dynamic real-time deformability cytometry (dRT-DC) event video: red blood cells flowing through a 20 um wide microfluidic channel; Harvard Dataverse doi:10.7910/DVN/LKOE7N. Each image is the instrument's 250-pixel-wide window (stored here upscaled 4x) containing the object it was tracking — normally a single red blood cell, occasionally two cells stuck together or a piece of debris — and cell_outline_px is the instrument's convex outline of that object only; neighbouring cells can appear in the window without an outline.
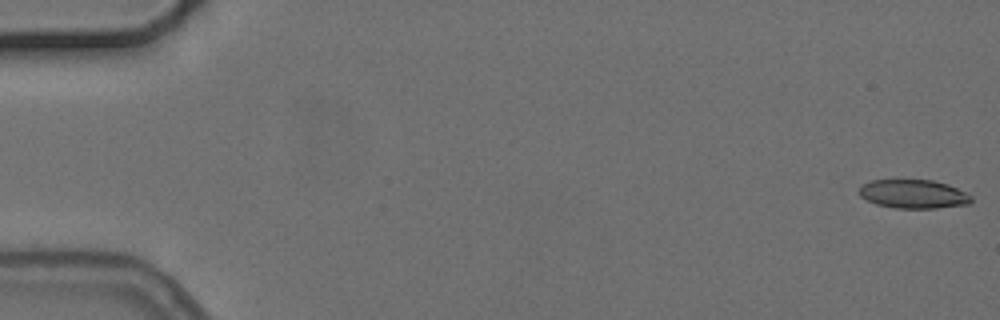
{"species": "common noctule bat (a hibernating species)", "species_latin": "Nyctalus noctula", "temperature_condition": "cold", "stored_images_in_passage": 5, "camera_frame_rate_fps": 3000, "um_per_image_px": 0.085, "animal": {"sex": "female", "body_mass_g": 24.6, "forearm_length_mm": 56.2}, "frame": {"image": 1, "passage_image": 1, "time_ms": 0.0, "image_size_px": [1000, 320], "cell_outline_px": [[972, 200], [968, 204], [936, 208], [896, 208], [876, 204], [860, 196], [860, 188], [864, 184], [872, 180], [932, 180], [948, 184], [972, 196]], "centroid_in_image_um": [77.65, 16.49], "position_along_channel_um": 7.3, "area_um2": 18.55}}